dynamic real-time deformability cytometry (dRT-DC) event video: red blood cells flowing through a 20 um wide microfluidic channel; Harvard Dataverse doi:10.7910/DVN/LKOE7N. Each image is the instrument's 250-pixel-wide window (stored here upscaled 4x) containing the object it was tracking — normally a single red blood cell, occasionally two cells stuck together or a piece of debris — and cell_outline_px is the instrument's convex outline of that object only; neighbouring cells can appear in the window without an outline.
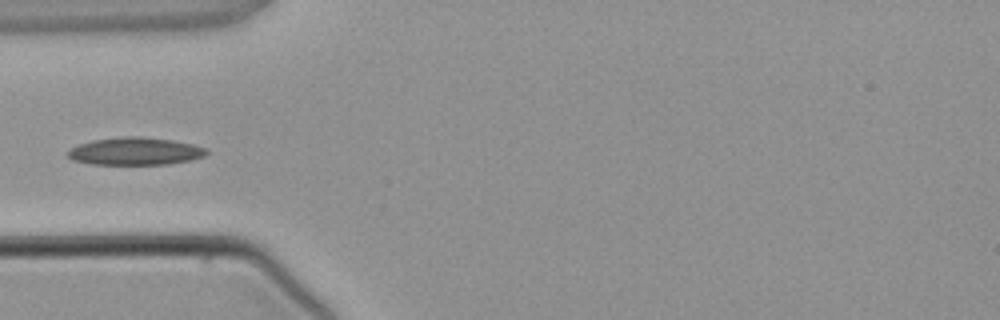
{"species": "common noctule bat (a hibernating species)", "species_latin": "Nyctalus noctula", "temperature_condition": "warm", "stored_images_in_passage": 4, "camera_frame_rate_fps": 3000, "um_per_image_px": 0.085, "animal": {"sex": "male", "body_mass_g": 21.5, "forearm_length_mm": 52.0}, "frame": {"image": 1, "passage_image": 3, "time_ms": 2.333, "image_size_px": [1000, 320], "cell_outline_px": [[208, 152], [204, 156], [188, 160], [168, 164], [92, 164], [72, 160], [64, 152], [80, 144], [92, 140], [124, 136], [140, 136], [172, 140], [192, 144], [208, 148]], "centroid_in_image_um": [11.47, 12.85], "position_along_channel_um": 73.5, "area_um2": 22.25}}